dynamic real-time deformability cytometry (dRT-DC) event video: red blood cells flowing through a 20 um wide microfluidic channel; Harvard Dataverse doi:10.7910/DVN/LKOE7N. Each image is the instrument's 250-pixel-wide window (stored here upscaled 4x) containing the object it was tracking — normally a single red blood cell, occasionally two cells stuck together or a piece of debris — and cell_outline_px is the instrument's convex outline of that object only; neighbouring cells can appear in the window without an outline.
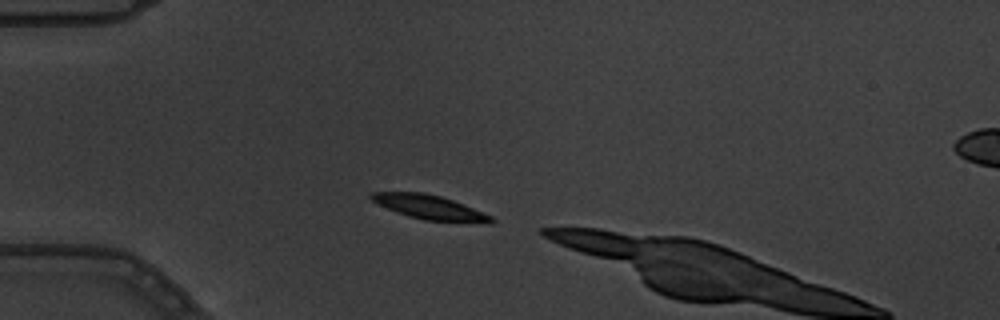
{"species": "common noctule bat (a hibernating species)", "species_latin": "Nyctalus noctula", "temperature_condition": "warm", "stored_images_in_passage": 2, "camera_frame_rate_fps": 3000, "um_per_image_px": 0.085, "animal": {"sex": "male", "body_mass_g": 19.5, "forearm_length_mm": 54.6}, "frame": {"image": 1, "passage_image": 1, "time_ms": 0.0, "image_size_px": [1000, 320], "cell_outline_px": [[496, 220], [492, 224], [488, 224], [424, 220], [408, 216], [396, 212], [372, 200], [368, 196], [372, 192], [424, 192], [440, 196], [464, 204], [492, 216]], "centroid_in_image_um": [36.6, 17.64], "position_along_channel_um": 48.4, "area_um2": 17.11}}